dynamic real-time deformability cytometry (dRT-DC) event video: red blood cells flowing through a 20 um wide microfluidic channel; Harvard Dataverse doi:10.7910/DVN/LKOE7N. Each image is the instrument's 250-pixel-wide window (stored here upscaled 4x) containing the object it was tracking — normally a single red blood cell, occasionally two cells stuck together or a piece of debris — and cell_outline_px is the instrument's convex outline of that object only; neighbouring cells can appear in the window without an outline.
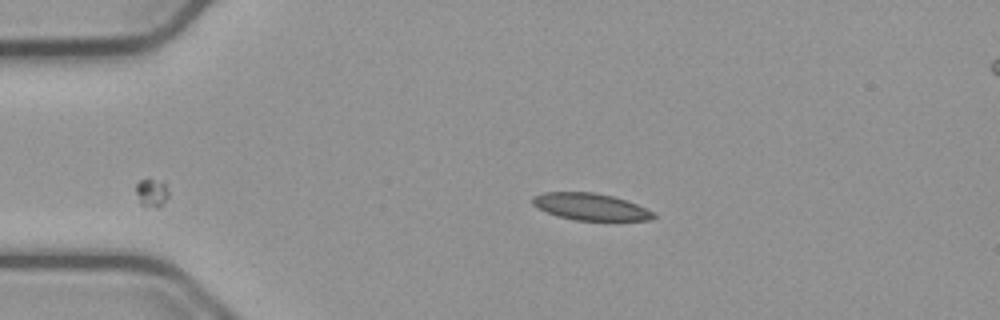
{"species": "common noctule bat (a hibernating species)", "species_latin": "Nyctalus noctula", "temperature_condition": "cold", "stored_images_in_passage": 40, "camera_frame_rate_fps": 3000, "um_per_image_px": 0.085, "animal": {"sex": "male", "body_mass_g": 23.1, "forearm_length_mm": 52.7}, "frame": {"image": 1, "passage_image": 1, "time_ms": 0.0, "image_size_px": [1000, 320], "cell_outline_px": [[656, 216], [648, 220], [576, 220], [556, 216], [532, 204], [532, 196], [544, 192], [592, 192], [612, 196], [636, 204], [652, 212]], "centroid_in_image_um": [50.14, 17.57], "position_along_channel_um": 34.9, "area_um2": 18.61}}
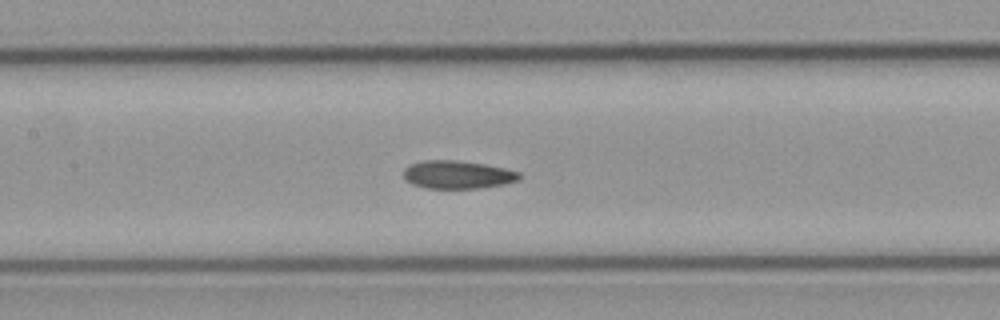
{"frame": {"image": 2, "passage_image": 15, "time_ms": 4.667, "image_size_px": [1000, 320], "cell_outline_px": [[520, 180], [504, 184], [480, 188], [428, 188], [412, 184], [404, 180], [404, 168], [408, 164], [424, 160], [456, 160], [484, 164], [504, 168], [520, 172]], "centroid_in_image_um": [38.87, 14.84], "position_along_channel_um": 168.5, "area_um2": 19.02}}
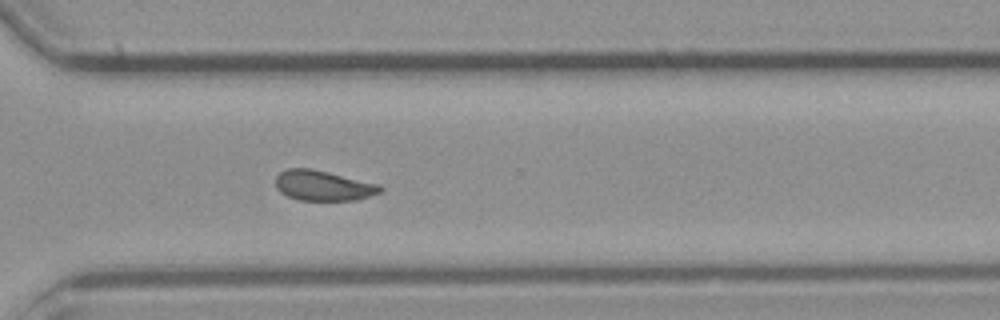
{"frame": {"image": 3, "passage_image": 29, "time_ms": 9.333, "image_size_px": [1000, 320], "cell_outline_px": [[384, 192], [356, 200], [300, 200], [288, 196], [280, 192], [276, 188], [276, 176], [280, 172], [288, 168], [312, 168], [380, 184], [384, 188]], "centroid_in_image_um": [27.51, 15.77], "position_along_channel_um": 343.1, "area_um2": 18.61}, "authors_computed_cell_mechanics": {"area_um2": 18.7561, "velocity_mm_per_s": 3.7497, "shape_relaxation_time_tau1_ms": null, "shape_relaxation_time_tau2_ms": 2.145, "deformation_change_tau1": null, "deformation_change_tau2": 0.0729}}